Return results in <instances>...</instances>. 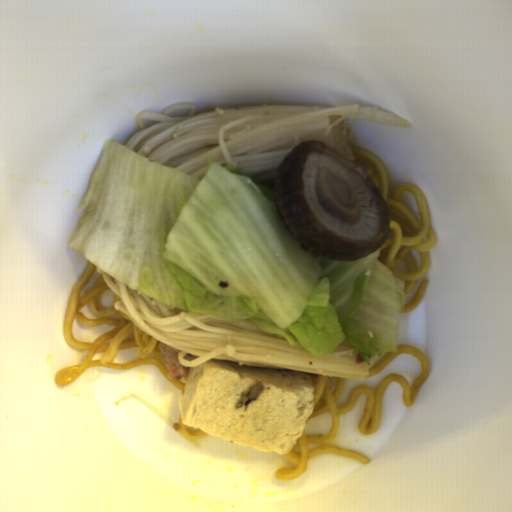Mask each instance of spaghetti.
<instances>
[{"mask_svg":"<svg viewBox=\"0 0 512 512\" xmlns=\"http://www.w3.org/2000/svg\"><path fill=\"white\" fill-rule=\"evenodd\" d=\"M89 260L78 282L72 288L66 308L63 333L69 345L77 350L87 351L80 364L60 368L55 376L58 386H68L75 382L88 368L104 366L115 369H130L142 365L156 366L166 380L178 390L184 392L189 373L178 380L169 378L168 368L159 350L161 340L141 331L132 319L115 309L119 296L114 292L112 305H102L103 293L113 290L101 274L91 289L83 296L81 293L97 269ZM85 326L109 324L116 326L91 342L76 341L71 328L73 319ZM139 347V358L126 363H114L118 350Z\"/></svg>","mask_w":512,"mask_h":512,"instance_id":"obj_2","label":"spaghetti"},{"mask_svg":"<svg viewBox=\"0 0 512 512\" xmlns=\"http://www.w3.org/2000/svg\"><path fill=\"white\" fill-rule=\"evenodd\" d=\"M401 354L414 356L420 362L421 373L417 376L413 385H410L403 375L395 373L381 380L375 388L364 384L354 387L345 404L340 407H337L336 403L343 392L346 378L308 372L314 385V407L307 420L313 416L330 412V430L326 434H306L304 430L293 449L284 454L290 462L295 464V467L288 466L276 469L274 477L279 481L287 482L299 477L305 473L309 460L319 454H338L360 463L369 464L370 459L356 451L336 447L332 445V441L339 430L340 417L352 410L357 397L361 393H366V404L358 425V429L363 435L376 433L380 428L382 396L391 382H398L402 388L404 406L411 407L414 405L430 371L429 361L420 349L407 344L397 345V352L384 354L368 368L369 375L366 378L384 371L393 359Z\"/></svg>","mask_w":512,"mask_h":512,"instance_id":"obj_1","label":"spaghetti"},{"mask_svg":"<svg viewBox=\"0 0 512 512\" xmlns=\"http://www.w3.org/2000/svg\"><path fill=\"white\" fill-rule=\"evenodd\" d=\"M354 149L356 157L352 163L369 175L387 206L389 230L383 246L379 248V261L405 283V296L430 270L431 251L437 242L430 228L424 193L408 182L396 187L389 197L388 178L379 157L368 149ZM406 191L411 192L421 221L407 207L399 204L397 199Z\"/></svg>","mask_w":512,"mask_h":512,"instance_id":"obj_3","label":"spaghetti"},{"mask_svg":"<svg viewBox=\"0 0 512 512\" xmlns=\"http://www.w3.org/2000/svg\"><path fill=\"white\" fill-rule=\"evenodd\" d=\"M428 283L429 281H427L426 279L420 282L413 298L410 301L404 303L401 313L409 312L415 309L420 304L427 290Z\"/></svg>","mask_w":512,"mask_h":512,"instance_id":"obj_4","label":"spaghetti"},{"mask_svg":"<svg viewBox=\"0 0 512 512\" xmlns=\"http://www.w3.org/2000/svg\"><path fill=\"white\" fill-rule=\"evenodd\" d=\"M189 425L183 423L181 419V415L179 417V425H178V433L182 437L186 438L189 441H197L200 438L209 435V433H206L204 431H201L199 429H189Z\"/></svg>","mask_w":512,"mask_h":512,"instance_id":"obj_5","label":"spaghetti"}]
</instances>
